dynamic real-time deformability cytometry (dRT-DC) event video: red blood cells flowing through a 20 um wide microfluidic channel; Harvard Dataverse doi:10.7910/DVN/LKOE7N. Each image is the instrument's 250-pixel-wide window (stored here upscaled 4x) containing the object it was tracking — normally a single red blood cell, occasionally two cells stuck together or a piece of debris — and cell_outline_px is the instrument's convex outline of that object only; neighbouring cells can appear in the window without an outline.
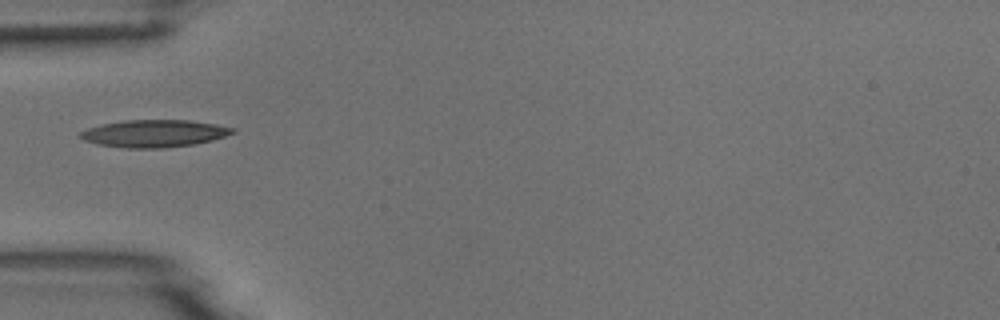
{"species": "common noctule bat (a hibernating species)", "species_latin": "Nyctalus noctula", "temperature_condition": "room temperature", "stored_images_in_passage": 1, "camera_frame_rate_fps": 3000, "um_per_image_px": 0.085, "animal": {"sex": "male", "body_mass_g": 18.8}, "frame": {"image": 1, "passage_image": 1, "time_ms": 0.0, "image_size_px": [1000, 320], "cell_outline_px": [[236, 132], [212, 140], [196, 144], [164, 148], [124, 148], [96, 144], [84, 140], [76, 136], [80, 132], [88, 128], [100, 124], [124, 120], [188, 120], [216, 124], [236, 128]], "centroid_in_image_um": [13.08, 11.35], "position_along_channel_um": 71.9, "area_um2": 24.51}}